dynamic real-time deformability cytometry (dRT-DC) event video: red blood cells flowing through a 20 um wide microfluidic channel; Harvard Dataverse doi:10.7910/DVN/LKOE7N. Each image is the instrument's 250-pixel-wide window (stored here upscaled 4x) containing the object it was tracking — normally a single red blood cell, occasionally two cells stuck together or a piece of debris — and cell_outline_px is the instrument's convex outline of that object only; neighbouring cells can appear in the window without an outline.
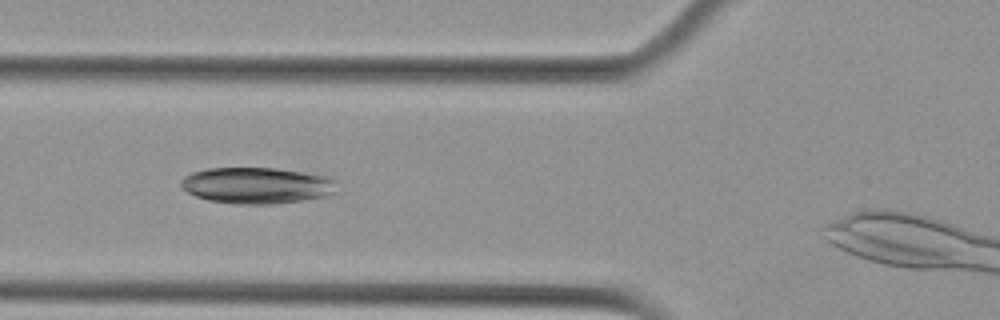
{"species": "Egyptian fruit bat (a non-hibernating species)", "species_latin": "Rousettus aegyptiacus", "temperature_condition": "cold", "stored_images_in_passage": 8, "segment_of_instrument_passage": [1, 2], "camera_frame_rate_fps": 3000, "um_per_image_px": 0.085, "animal": {"sex": "female"}, "frame": {"image": 1, "passage_image": 2, "time_ms": 0.333, "image_size_px": [1000, 320], "cell_outline_px": [[336, 192], [324, 196], [300, 200], [272, 204], [236, 204], [208, 200], [196, 196], [180, 188], [180, 180], [184, 176], [192, 172], [208, 168], [276, 168], [328, 176], [336, 180]], "centroid_in_image_um": [21.8, 15.76], "position_along_channel_um": 104.0, "area_um2": 33.0}}
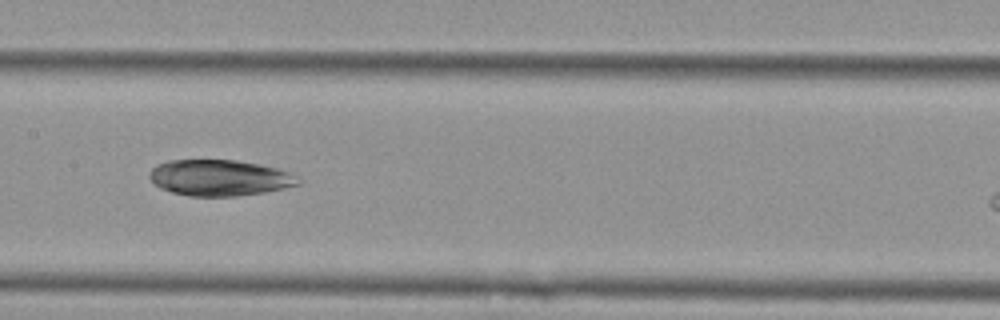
{"frame": {"image": 2, "passage_image": 4, "time_ms": 1.0, "image_size_px": [1000, 320], "cell_outline_px": [[304, 180], [300, 184], [284, 188], [264, 192], [236, 196], [188, 196], [172, 192], [160, 188], [152, 184], [148, 176], [148, 172], [156, 164], [168, 160], [236, 160], [260, 164], [276, 168], [288, 172]], "centroid_in_image_um": [18.63, 15.11], "position_along_channel_um": 188.8, "area_um2": 31.56}}
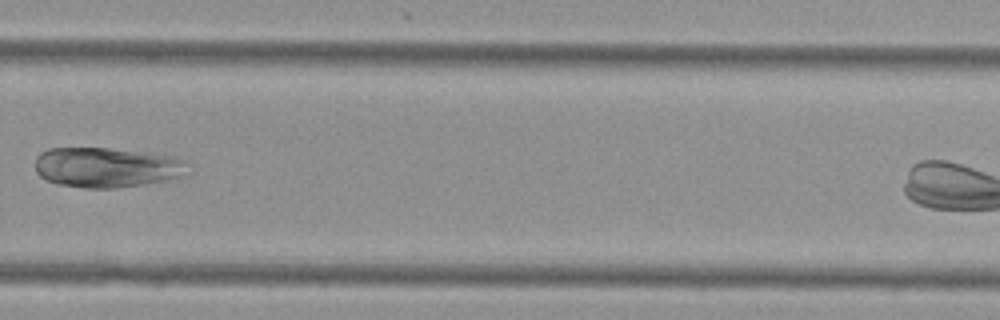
{"frame": {"image": 3, "passage_image": 7, "time_ms": 2.0, "image_size_px": [1000, 320], "cell_outline_px": [[192, 172], [168, 180], [116, 188], [84, 188], [56, 184], [44, 180], [36, 172], [36, 156], [40, 152], [48, 148], [108, 148], [148, 152], [176, 156], [188, 160], [192, 164]], "centroid_in_image_um": [9.15, 14.22], "position_along_channel_um": 320.6, "area_um2": 36.53}}